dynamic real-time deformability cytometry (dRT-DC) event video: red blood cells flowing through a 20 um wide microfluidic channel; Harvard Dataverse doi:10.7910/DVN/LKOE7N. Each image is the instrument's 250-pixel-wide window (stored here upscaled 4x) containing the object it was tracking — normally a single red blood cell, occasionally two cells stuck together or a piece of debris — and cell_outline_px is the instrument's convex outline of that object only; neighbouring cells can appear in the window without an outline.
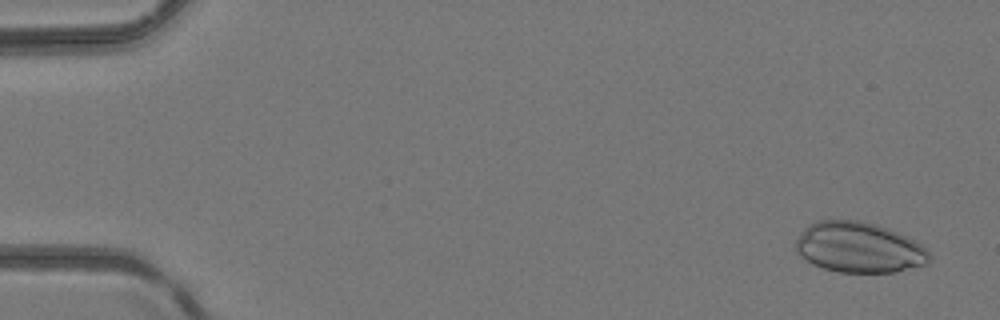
{"species": "common noctule bat (a hibernating species)", "species_latin": "Nyctalus noctula", "temperature_condition": "room temperature", "stored_images_in_passage": 49, "camera_frame_rate_fps": 3000, "um_per_image_px": 0.085, "animal": {"sex": "female", "body_mass_g": 24.6, "forearm_length_mm": 56.2}, "frame": {"image": 1, "passage_image": 3, "time_ms": 0.667, "image_size_px": [1000, 320], "cell_outline_px": [[932, 260], [928, 264], [896, 272], [840, 272], [824, 268], [812, 264], [800, 256], [796, 252], [796, 240], [800, 232], [808, 224], [816, 220], [856, 220], [876, 224], [896, 232], [920, 244], [932, 256]], "centroid_in_image_um": [72.99, 21.04], "position_along_channel_um": 12.0, "area_um2": 39.36}}
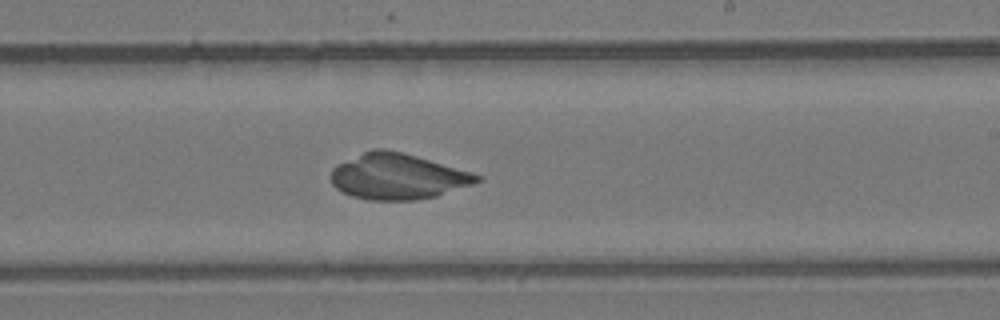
{"frame": {"image": 2, "passage_image": 30, "time_ms": 9.667, "image_size_px": [1000, 320], "cell_outline_px": [[484, 176], [480, 180], [472, 184], [436, 196], [416, 200], [368, 200], [352, 196], [336, 188], [332, 184], [332, 168], [336, 164], [372, 148], [384, 148], [416, 156], [472, 172]], "centroid_in_image_um": [33.79, 15.0], "position_along_channel_um": 255.2, "area_um2": 38.73}}
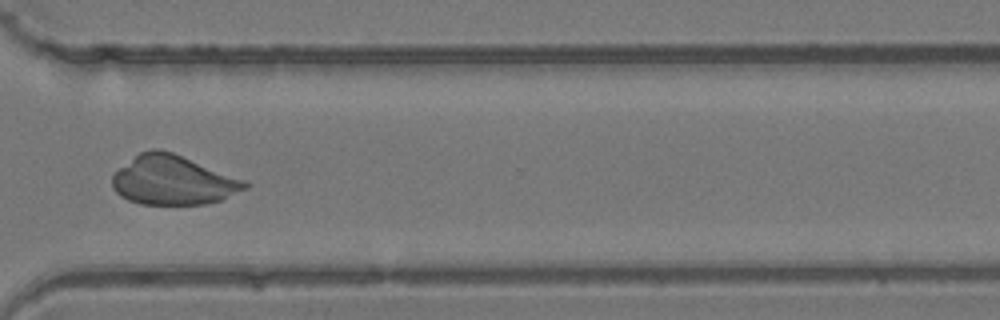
{"frame": {"image": 3, "passage_image": 37, "time_ms": 12.0, "image_size_px": [1000, 320], "cell_outline_px": [[248, 188], [220, 200], [204, 204], [140, 204], [128, 200], [120, 196], [112, 188], [112, 176], [120, 168], [140, 152], [152, 148], [160, 148], [172, 152], [248, 180]], "centroid_in_image_um": [14.73, 15.31], "position_along_channel_um": 355.9, "area_um2": 38.21}}